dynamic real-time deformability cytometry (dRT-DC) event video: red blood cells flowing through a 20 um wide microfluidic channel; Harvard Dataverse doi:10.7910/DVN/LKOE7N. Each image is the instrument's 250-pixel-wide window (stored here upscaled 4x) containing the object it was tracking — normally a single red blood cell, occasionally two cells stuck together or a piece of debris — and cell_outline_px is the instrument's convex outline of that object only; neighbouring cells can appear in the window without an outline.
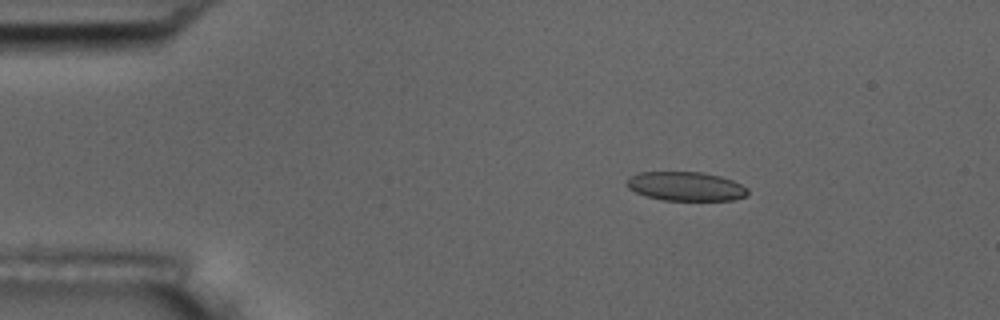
{"species": "common noctule bat (a hibernating species)", "species_latin": "Nyctalus noctula", "temperature_condition": "room temperature", "stored_images_in_passage": 47, "camera_frame_rate_fps": 3000, "um_per_image_px": 0.085, "animal": {"sex": "male", "body_mass_g": 17.5, "forearm_length_mm": 52.3}, "frame": {"image": 1, "passage_image": 1, "time_ms": 0.0, "image_size_px": [1000, 320], "cell_outline_px": [[748, 192], [744, 196], [732, 200], [664, 200], [644, 196], [628, 188], [624, 184], [632, 176], [640, 172], [704, 172], [720, 176], [732, 180], [748, 188]], "centroid_in_image_um": [58.27, 15.83], "position_along_channel_um": 26.7, "area_um2": 20.4}}
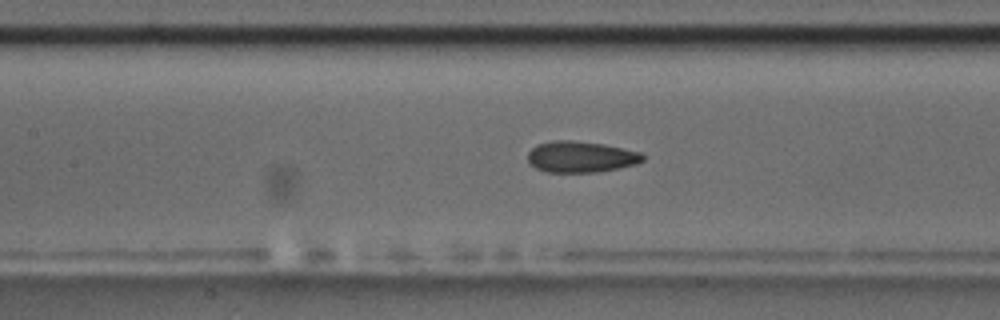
{"frame": {"image": 2, "passage_image": 17, "time_ms": 5.333, "image_size_px": [1000, 320], "cell_outline_px": [[644, 160], [636, 164], [596, 172], [548, 172], [536, 168], [528, 160], [528, 152], [536, 144], [552, 140], [572, 140], [604, 144], [640, 152], [644, 156]], "centroid_in_image_um": [49.35, 13.32], "position_along_channel_um": 158.0, "area_um2": 20.81}}
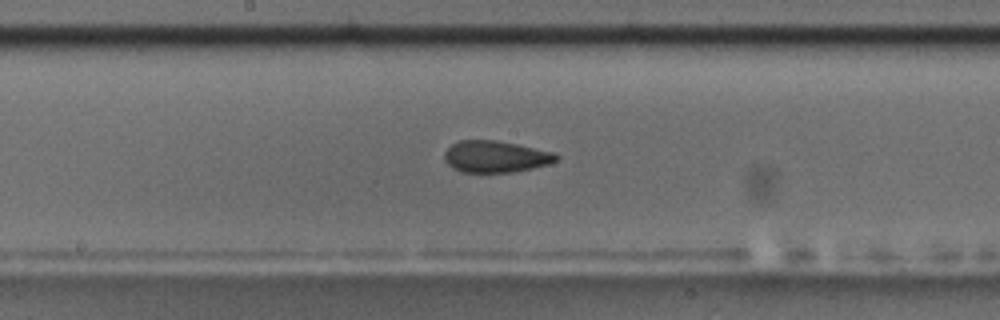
{"frame": {"image": 3, "passage_image": 21, "time_ms": 6.667, "image_size_px": [1000, 320], "cell_outline_px": [[560, 156], [556, 160], [548, 164], [532, 168], [512, 172], [460, 172], [452, 168], [444, 160], [444, 152], [456, 140], [496, 140], [556, 152]], "centroid_in_image_um": [42.11, 13.3], "position_along_channel_um": 206.1, "area_um2": 20.75}, "authors_computed_cell_mechanics": {"area_um2": 20.9814, "velocity_mm_per_s": 3.6367, "shape_relaxation_time_tau1_ms": 9.141, "shape_relaxation_time_tau2_ms": 1.8754, "deformation_change_tau1": 0.1616, "deformation_change_tau2": 0.0888}}